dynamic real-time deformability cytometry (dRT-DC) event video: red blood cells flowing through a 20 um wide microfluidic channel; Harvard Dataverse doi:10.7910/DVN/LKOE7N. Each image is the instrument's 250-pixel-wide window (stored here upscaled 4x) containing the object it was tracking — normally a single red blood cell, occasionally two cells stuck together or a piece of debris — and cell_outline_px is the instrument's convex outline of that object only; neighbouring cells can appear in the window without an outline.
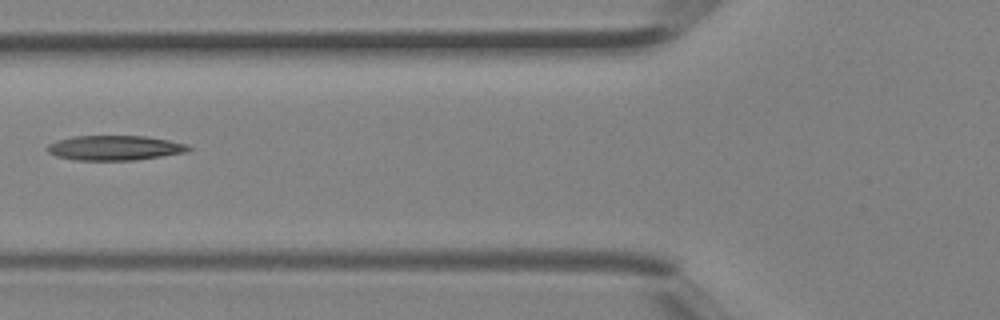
{"species": "Egyptian fruit bat (a non-hibernating species)", "species_latin": "Rousettus aegyptiacus", "temperature_condition": "room temperature", "stored_images_in_passage": 4, "camera_frame_rate_fps": 3000, "um_per_image_px": 0.085, "animal": {"sex": "female"}, "frame": {"image": 1, "passage_image": 4, "time_ms": 1.0, "image_size_px": [1000, 320], "cell_outline_px": [[192, 148], [188, 152], [136, 160], [76, 160], [56, 156], [48, 152], [44, 148], [48, 144], [56, 140], [72, 136], [144, 136], [168, 140], [188, 144]], "centroid_in_image_um": [9.73, 12.57], "position_along_channel_um": 116.1, "area_um2": 20.58}}